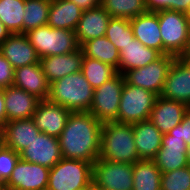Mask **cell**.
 Returning a JSON list of instances; mask_svg holds the SVG:
<instances>
[{
	"label": "cell",
	"mask_w": 190,
	"mask_h": 190,
	"mask_svg": "<svg viewBox=\"0 0 190 190\" xmlns=\"http://www.w3.org/2000/svg\"><path fill=\"white\" fill-rule=\"evenodd\" d=\"M171 136H179L184 139L188 148L190 149V108L184 114L182 122L173 127L169 132Z\"/></svg>",
	"instance_id": "74e56055"
},
{
	"label": "cell",
	"mask_w": 190,
	"mask_h": 190,
	"mask_svg": "<svg viewBox=\"0 0 190 190\" xmlns=\"http://www.w3.org/2000/svg\"><path fill=\"white\" fill-rule=\"evenodd\" d=\"M110 19L111 16L101 5L83 11L75 30L78 45L105 36Z\"/></svg>",
	"instance_id": "44dd1931"
},
{
	"label": "cell",
	"mask_w": 190,
	"mask_h": 190,
	"mask_svg": "<svg viewBox=\"0 0 190 190\" xmlns=\"http://www.w3.org/2000/svg\"><path fill=\"white\" fill-rule=\"evenodd\" d=\"M50 169L19 158L5 190H47Z\"/></svg>",
	"instance_id": "8fae6325"
},
{
	"label": "cell",
	"mask_w": 190,
	"mask_h": 190,
	"mask_svg": "<svg viewBox=\"0 0 190 190\" xmlns=\"http://www.w3.org/2000/svg\"><path fill=\"white\" fill-rule=\"evenodd\" d=\"M1 54L17 69L25 65L39 63L35 48L30 44L25 34H11L0 45Z\"/></svg>",
	"instance_id": "d6986e66"
},
{
	"label": "cell",
	"mask_w": 190,
	"mask_h": 190,
	"mask_svg": "<svg viewBox=\"0 0 190 190\" xmlns=\"http://www.w3.org/2000/svg\"><path fill=\"white\" fill-rule=\"evenodd\" d=\"M20 158V154L0 142V175L7 181Z\"/></svg>",
	"instance_id": "d590c367"
},
{
	"label": "cell",
	"mask_w": 190,
	"mask_h": 190,
	"mask_svg": "<svg viewBox=\"0 0 190 190\" xmlns=\"http://www.w3.org/2000/svg\"><path fill=\"white\" fill-rule=\"evenodd\" d=\"M119 53L118 73L120 74L131 69L144 67L163 55L158 50L144 46L135 38L125 47H122Z\"/></svg>",
	"instance_id": "d4e9b609"
},
{
	"label": "cell",
	"mask_w": 190,
	"mask_h": 190,
	"mask_svg": "<svg viewBox=\"0 0 190 190\" xmlns=\"http://www.w3.org/2000/svg\"><path fill=\"white\" fill-rule=\"evenodd\" d=\"M80 47L84 56L94 58L108 64L114 67L118 72L120 53L106 36L89 40L83 43Z\"/></svg>",
	"instance_id": "83f0119b"
},
{
	"label": "cell",
	"mask_w": 190,
	"mask_h": 190,
	"mask_svg": "<svg viewBox=\"0 0 190 190\" xmlns=\"http://www.w3.org/2000/svg\"><path fill=\"white\" fill-rule=\"evenodd\" d=\"M161 190H190V165L161 173Z\"/></svg>",
	"instance_id": "836d02e7"
},
{
	"label": "cell",
	"mask_w": 190,
	"mask_h": 190,
	"mask_svg": "<svg viewBox=\"0 0 190 190\" xmlns=\"http://www.w3.org/2000/svg\"><path fill=\"white\" fill-rule=\"evenodd\" d=\"M7 123V114L5 111V101H4V89L0 88V130Z\"/></svg>",
	"instance_id": "ab89813d"
},
{
	"label": "cell",
	"mask_w": 190,
	"mask_h": 190,
	"mask_svg": "<svg viewBox=\"0 0 190 190\" xmlns=\"http://www.w3.org/2000/svg\"><path fill=\"white\" fill-rule=\"evenodd\" d=\"M13 86L23 89L41 100H47L50 84L40 62L15 69Z\"/></svg>",
	"instance_id": "ffe728a7"
},
{
	"label": "cell",
	"mask_w": 190,
	"mask_h": 190,
	"mask_svg": "<svg viewBox=\"0 0 190 190\" xmlns=\"http://www.w3.org/2000/svg\"><path fill=\"white\" fill-rule=\"evenodd\" d=\"M10 32L6 29L5 25L0 20V45L3 43L5 39L10 36Z\"/></svg>",
	"instance_id": "60d3db41"
},
{
	"label": "cell",
	"mask_w": 190,
	"mask_h": 190,
	"mask_svg": "<svg viewBox=\"0 0 190 190\" xmlns=\"http://www.w3.org/2000/svg\"><path fill=\"white\" fill-rule=\"evenodd\" d=\"M89 190H100L97 187H95L93 184L89 187Z\"/></svg>",
	"instance_id": "f6af8a7d"
},
{
	"label": "cell",
	"mask_w": 190,
	"mask_h": 190,
	"mask_svg": "<svg viewBox=\"0 0 190 190\" xmlns=\"http://www.w3.org/2000/svg\"><path fill=\"white\" fill-rule=\"evenodd\" d=\"M133 190H161V170L154 160L140 159L133 164Z\"/></svg>",
	"instance_id": "4316f807"
},
{
	"label": "cell",
	"mask_w": 190,
	"mask_h": 190,
	"mask_svg": "<svg viewBox=\"0 0 190 190\" xmlns=\"http://www.w3.org/2000/svg\"><path fill=\"white\" fill-rule=\"evenodd\" d=\"M79 6L83 11L98 7L101 5V0H70Z\"/></svg>",
	"instance_id": "f35d334b"
},
{
	"label": "cell",
	"mask_w": 190,
	"mask_h": 190,
	"mask_svg": "<svg viewBox=\"0 0 190 190\" xmlns=\"http://www.w3.org/2000/svg\"><path fill=\"white\" fill-rule=\"evenodd\" d=\"M178 57H190V37L188 39V45H187L185 52L183 54L179 55Z\"/></svg>",
	"instance_id": "7bdbcfd3"
},
{
	"label": "cell",
	"mask_w": 190,
	"mask_h": 190,
	"mask_svg": "<svg viewBox=\"0 0 190 190\" xmlns=\"http://www.w3.org/2000/svg\"><path fill=\"white\" fill-rule=\"evenodd\" d=\"M20 158L51 169L63 156L58 138L40 132L28 147L20 153Z\"/></svg>",
	"instance_id": "4fadbf2b"
},
{
	"label": "cell",
	"mask_w": 190,
	"mask_h": 190,
	"mask_svg": "<svg viewBox=\"0 0 190 190\" xmlns=\"http://www.w3.org/2000/svg\"><path fill=\"white\" fill-rule=\"evenodd\" d=\"M160 34L163 42V54L176 58L183 54L190 37V16L186 13L162 9L156 11Z\"/></svg>",
	"instance_id": "277c9868"
},
{
	"label": "cell",
	"mask_w": 190,
	"mask_h": 190,
	"mask_svg": "<svg viewBox=\"0 0 190 190\" xmlns=\"http://www.w3.org/2000/svg\"><path fill=\"white\" fill-rule=\"evenodd\" d=\"M94 89L82 71L72 73L50 83L47 100L71 112H88L93 102Z\"/></svg>",
	"instance_id": "7a4b0ae2"
},
{
	"label": "cell",
	"mask_w": 190,
	"mask_h": 190,
	"mask_svg": "<svg viewBox=\"0 0 190 190\" xmlns=\"http://www.w3.org/2000/svg\"><path fill=\"white\" fill-rule=\"evenodd\" d=\"M148 11L168 9L190 14L189 0H145Z\"/></svg>",
	"instance_id": "e575fe53"
},
{
	"label": "cell",
	"mask_w": 190,
	"mask_h": 190,
	"mask_svg": "<svg viewBox=\"0 0 190 190\" xmlns=\"http://www.w3.org/2000/svg\"><path fill=\"white\" fill-rule=\"evenodd\" d=\"M25 35L40 59L47 56L68 54L80 47L75 31L51 28L48 24L32 29Z\"/></svg>",
	"instance_id": "8992f818"
},
{
	"label": "cell",
	"mask_w": 190,
	"mask_h": 190,
	"mask_svg": "<svg viewBox=\"0 0 190 190\" xmlns=\"http://www.w3.org/2000/svg\"><path fill=\"white\" fill-rule=\"evenodd\" d=\"M130 25L135 39L144 46L158 50L163 54V42L157 12L146 11L130 19Z\"/></svg>",
	"instance_id": "603a6c76"
},
{
	"label": "cell",
	"mask_w": 190,
	"mask_h": 190,
	"mask_svg": "<svg viewBox=\"0 0 190 190\" xmlns=\"http://www.w3.org/2000/svg\"><path fill=\"white\" fill-rule=\"evenodd\" d=\"M101 6L112 18L132 19L148 11L145 0H101Z\"/></svg>",
	"instance_id": "1f68e13d"
},
{
	"label": "cell",
	"mask_w": 190,
	"mask_h": 190,
	"mask_svg": "<svg viewBox=\"0 0 190 190\" xmlns=\"http://www.w3.org/2000/svg\"><path fill=\"white\" fill-rule=\"evenodd\" d=\"M15 69L0 52V88L13 86Z\"/></svg>",
	"instance_id": "8d00e7d4"
},
{
	"label": "cell",
	"mask_w": 190,
	"mask_h": 190,
	"mask_svg": "<svg viewBox=\"0 0 190 190\" xmlns=\"http://www.w3.org/2000/svg\"><path fill=\"white\" fill-rule=\"evenodd\" d=\"M157 97L155 93L125 82L121 92L117 119L114 122L134 124L148 120Z\"/></svg>",
	"instance_id": "52a82bcc"
},
{
	"label": "cell",
	"mask_w": 190,
	"mask_h": 190,
	"mask_svg": "<svg viewBox=\"0 0 190 190\" xmlns=\"http://www.w3.org/2000/svg\"><path fill=\"white\" fill-rule=\"evenodd\" d=\"M5 184H6V181L0 175V186H3L5 188Z\"/></svg>",
	"instance_id": "ee69618b"
},
{
	"label": "cell",
	"mask_w": 190,
	"mask_h": 190,
	"mask_svg": "<svg viewBox=\"0 0 190 190\" xmlns=\"http://www.w3.org/2000/svg\"><path fill=\"white\" fill-rule=\"evenodd\" d=\"M92 179L100 190H133V164L97 159Z\"/></svg>",
	"instance_id": "9c48e42d"
},
{
	"label": "cell",
	"mask_w": 190,
	"mask_h": 190,
	"mask_svg": "<svg viewBox=\"0 0 190 190\" xmlns=\"http://www.w3.org/2000/svg\"><path fill=\"white\" fill-rule=\"evenodd\" d=\"M153 160L161 173L177 170L190 165L189 148L183 138L166 133Z\"/></svg>",
	"instance_id": "7c38bea8"
},
{
	"label": "cell",
	"mask_w": 190,
	"mask_h": 190,
	"mask_svg": "<svg viewBox=\"0 0 190 190\" xmlns=\"http://www.w3.org/2000/svg\"><path fill=\"white\" fill-rule=\"evenodd\" d=\"M105 36L120 52L122 47H125L135 38L130 25V19L111 17L107 25Z\"/></svg>",
	"instance_id": "d6a6232c"
},
{
	"label": "cell",
	"mask_w": 190,
	"mask_h": 190,
	"mask_svg": "<svg viewBox=\"0 0 190 190\" xmlns=\"http://www.w3.org/2000/svg\"><path fill=\"white\" fill-rule=\"evenodd\" d=\"M132 127L139 158L153 160L161 148L163 134L149 119L134 123Z\"/></svg>",
	"instance_id": "cb8c5ba5"
},
{
	"label": "cell",
	"mask_w": 190,
	"mask_h": 190,
	"mask_svg": "<svg viewBox=\"0 0 190 190\" xmlns=\"http://www.w3.org/2000/svg\"><path fill=\"white\" fill-rule=\"evenodd\" d=\"M0 190H5V188L3 186H0Z\"/></svg>",
	"instance_id": "bcb514c9"
},
{
	"label": "cell",
	"mask_w": 190,
	"mask_h": 190,
	"mask_svg": "<svg viewBox=\"0 0 190 190\" xmlns=\"http://www.w3.org/2000/svg\"><path fill=\"white\" fill-rule=\"evenodd\" d=\"M93 164L62 158L49 171L47 190H84L93 184Z\"/></svg>",
	"instance_id": "5b68a950"
},
{
	"label": "cell",
	"mask_w": 190,
	"mask_h": 190,
	"mask_svg": "<svg viewBox=\"0 0 190 190\" xmlns=\"http://www.w3.org/2000/svg\"><path fill=\"white\" fill-rule=\"evenodd\" d=\"M25 0H0V20L10 34H23Z\"/></svg>",
	"instance_id": "f1b7e54d"
},
{
	"label": "cell",
	"mask_w": 190,
	"mask_h": 190,
	"mask_svg": "<svg viewBox=\"0 0 190 190\" xmlns=\"http://www.w3.org/2000/svg\"><path fill=\"white\" fill-rule=\"evenodd\" d=\"M98 159L134 164L140 160L132 124L104 122L101 129L100 155Z\"/></svg>",
	"instance_id": "3957f363"
},
{
	"label": "cell",
	"mask_w": 190,
	"mask_h": 190,
	"mask_svg": "<svg viewBox=\"0 0 190 190\" xmlns=\"http://www.w3.org/2000/svg\"><path fill=\"white\" fill-rule=\"evenodd\" d=\"M124 84L123 74L117 73L113 78L94 89L93 102L88 112L102 123L115 121Z\"/></svg>",
	"instance_id": "ba28073f"
},
{
	"label": "cell",
	"mask_w": 190,
	"mask_h": 190,
	"mask_svg": "<svg viewBox=\"0 0 190 190\" xmlns=\"http://www.w3.org/2000/svg\"><path fill=\"white\" fill-rule=\"evenodd\" d=\"M175 59L176 57L173 55L163 54L159 59L144 67L126 71L123 74L125 82L160 96L163 91L169 67Z\"/></svg>",
	"instance_id": "30bf717a"
},
{
	"label": "cell",
	"mask_w": 190,
	"mask_h": 190,
	"mask_svg": "<svg viewBox=\"0 0 190 190\" xmlns=\"http://www.w3.org/2000/svg\"><path fill=\"white\" fill-rule=\"evenodd\" d=\"M160 96L182 102L190 108V71L177 58L169 67Z\"/></svg>",
	"instance_id": "2e32d148"
},
{
	"label": "cell",
	"mask_w": 190,
	"mask_h": 190,
	"mask_svg": "<svg viewBox=\"0 0 190 190\" xmlns=\"http://www.w3.org/2000/svg\"><path fill=\"white\" fill-rule=\"evenodd\" d=\"M83 56L84 53L81 47H79L77 50L68 54L41 58L39 62L50 84L67 75L81 71Z\"/></svg>",
	"instance_id": "ac0fdd59"
},
{
	"label": "cell",
	"mask_w": 190,
	"mask_h": 190,
	"mask_svg": "<svg viewBox=\"0 0 190 190\" xmlns=\"http://www.w3.org/2000/svg\"><path fill=\"white\" fill-rule=\"evenodd\" d=\"M40 132L32 118L13 120L0 130V142L20 154Z\"/></svg>",
	"instance_id": "9a60e30c"
},
{
	"label": "cell",
	"mask_w": 190,
	"mask_h": 190,
	"mask_svg": "<svg viewBox=\"0 0 190 190\" xmlns=\"http://www.w3.org/2000/svg\"><path fill=\"white\" fill-rule=\"evenodd\" d=\"M177 59L190 71V57H177Z\"/></svg>",
	"instance_id": "b9f144b4"
},
{
	"label": "cell",
	"mask_w": 190,
	"mask_h": 190,
	"mask_svg": "<svg viewBox=\"0 0 190 190\" xmlns=\"http://www.w3.org/2000/svg\"><path fill=\"white\" fill-rule=\"evenodd\" d=\"M81 71L93 89L113 78L117 70L97 59L83 56Z\"/></svg>",
	"instance_id": "f546056e"
},
{
	"label": "cell",
	"mask_w": 190,
	"mask_h": 190,
	"mask_svg": "<svg viewBox=\"0 0 190 190\" xmlns=\"http://www.w3.org/2000/svg\"><path fill=\"white\" fill-rule=\"evenodd\" d=\"M188 109L189 107L182 102L158 96L151 110L149 120L164 135L182 122Z\"/></svg>",
	"instance_id": "e0dca14e"
},
{
	"label": "cell",
	"mask_w": 190,
	"mask_h": 190,
	"mask_svg": "<svg viewBox=\"0 0 190 190\" xmlns=\"http://www.w3.org/2000/svg\"><path fill=\"white\" fill-rule=\"evenodd\" d=\"M102 125L90 112H71L58 137L63 158L93 164L100 155Z\"/></svg>",
	"instance_id": "6da1fadb"
},
{
	"label": "cell",
	"mask_w": 190,
	"mask_h": 190,
	"mask_svg": "<svg viewBox=\"0 0 190 190\" xmlns=\"http://www.w3.org/2000/svg\"><path fill=\"white\" fill-rule=\"evenodd\" d=\"M83 10L70 0H51L48 25L75 31Z\"/></svg>",
	"instance_id": "484cf974"
},
{
	"label": "cell",
	"mask_w": 190,
	"mask_h": 190,
	"mask_svg": "<svg viewBox=\"0 0 190 190\" xmlns=\"http://www.w3.org/2000/svg\"><path fill=\"white\" fill-rule=\"evenodd\" d=\"M71 111L48 100L39 101L32 116L35 126L43 133L58 138L66 126Z\"/></svg>",
	"instance_id": "5bb4252c"
},
{
	"label": "cell",
	"mask_w": 190,
	"mask_h": 190,
	"mask_svg": "<svg viewBox=\"0 0 190 190\" xmlns=\"http://www.w3.org/2000/svg\"><path fill=\"white\" fill-rule=\"evenodd\" d=\"M51 0H25L23 16V34L46 25Z\"/></svg>",
	"instance_id": "4dcf8cb0"
},
{
	"label": "cell",
	"mask_w": 190,
	"mask_h": 190,
	"mask_svg": "<svg viewBox=\"0 0 190 190\" xmlns=\"http://www.w3.org/2000/svg\"><path fill=\"white\" fill-rule=\"evenodd\" d=\"M7 122L32 118L39 99L15 86L4 88Z\"/></svg>",
	"instance_id": "7402d4cb"
}]
</instances>
